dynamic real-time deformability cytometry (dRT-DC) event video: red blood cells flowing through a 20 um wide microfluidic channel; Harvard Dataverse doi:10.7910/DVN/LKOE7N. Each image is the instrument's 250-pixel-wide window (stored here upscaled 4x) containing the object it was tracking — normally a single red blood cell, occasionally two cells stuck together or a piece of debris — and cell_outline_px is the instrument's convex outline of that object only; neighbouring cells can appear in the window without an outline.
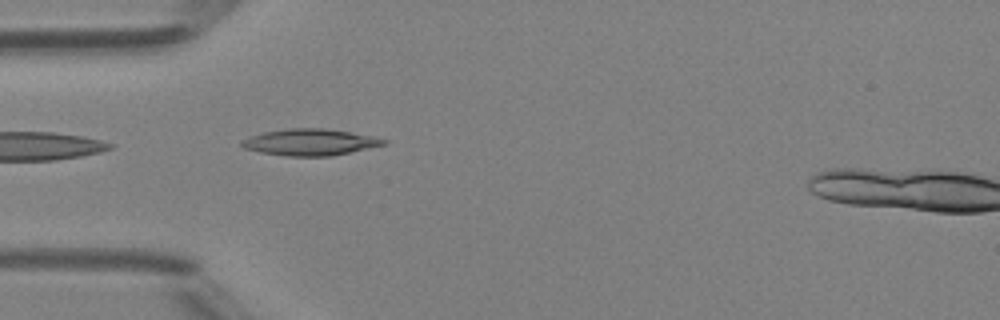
{"species": "Egyptian fruit bat (a non-hibernating species)", "species_latin": "Rousettus aegyptiacus", "temperature_condition": "room temperature", "stored_images_in_passage": 35, "camera_frame_rate_fps": 3000, "um_per_image_px": 0.085, "animal": {"sex": "female"}, "frame": {"image": 1, "passage_image": 1, "time_ms": 0.0, "image_size_px": [1000, 320], "cell_outline_px": [[388, 144], [332, 156], [288, 156], [260, 152], [244, 148], [240, 144], [240, 140], [264, 132], [292, 128], [324, 128], [372, 136], [388, 140]], "centroid_in_image_um": [26.37, 12.09], "position_along_channel_um": 58.6, "area_um2": 21.79}}
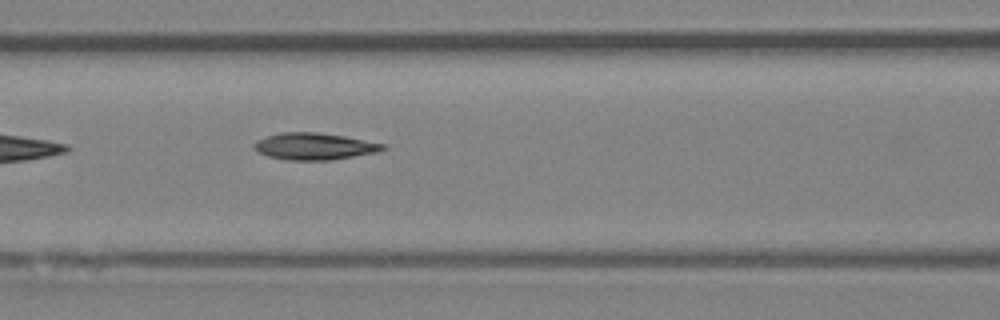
{"frame": {"image": 2, "passage_image": 7, "time_ms": 2.0, "image_size_px": [1000, 320], "cell_outline_px": [[384, 148], [376, 152], [332, 160], [288, 160], [268, 156], [260, 152], [256, 148], [256, 140], [280, 132], [316, 132], [344, 136], [384, 144]], "centroid_in_image_um": [26.71, 12.43], "position_along_channel_um": 139.9, "area_um2": 19.71}}
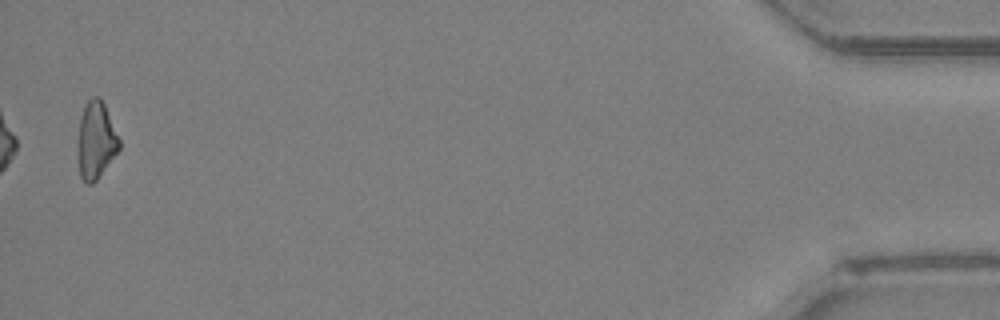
{"frame": {"image": 3, "passage_image": 34, "time_ms": 11.0, "image_size_px": [1000, 320], "cell_outline_px": [[120, 148], [96, 180], [92, 184], [84, 184], [80, 176], [76, 152], [76, 144], [80, 120], [84, 104], [92, 96], [100, 96], [104, 104], [120, 140]], "centroid_in_image_um": [8.11, 11.93], "position_along_channel_um": 427.1, "area_um2": 18.9}}